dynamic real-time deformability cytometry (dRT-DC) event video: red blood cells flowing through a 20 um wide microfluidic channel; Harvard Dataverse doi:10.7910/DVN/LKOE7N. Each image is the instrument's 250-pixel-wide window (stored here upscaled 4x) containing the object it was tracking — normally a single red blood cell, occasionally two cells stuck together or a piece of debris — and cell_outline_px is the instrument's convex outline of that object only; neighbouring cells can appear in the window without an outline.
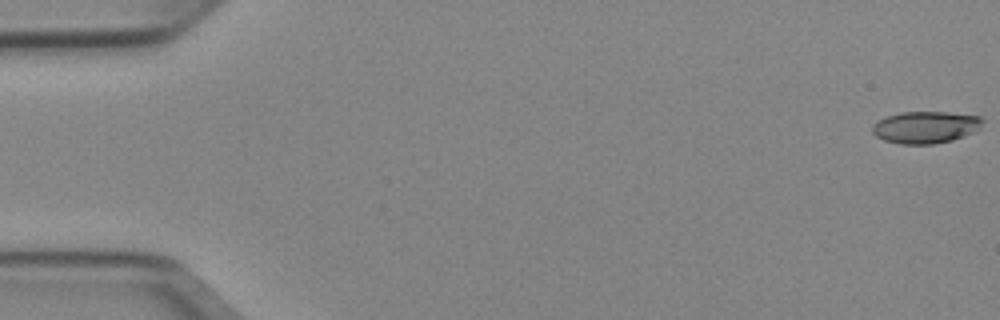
{"species": "Egyptian fruit bat (a non-hibernating species)", "species_latin": "Rousettus aegyptiacus", "temperature_condition": "cold", "stored_images_in_passage": 52, "camera_frame_rate_fps": 3000, "um_per_image_px": 0.085, "animal": {"sex": "female"}, "frame": {"image": 1, "passage_image": 1, "time_ms": 0.0, "image_size_px": [1000, 320], "cell_outline_px": [[984, 120], [972, 132], [964, 136], [952, 140], [932, 144], [900, 144], [884, 140], [876, 136], [872, 132], [872, 124], [888, 116], [900, 112], [948, 112], [980, 116]], "centroid_in_image_um": [78.64, 10.81], "position_along_channel_um": 6.4, "area_um2": 20.35}}
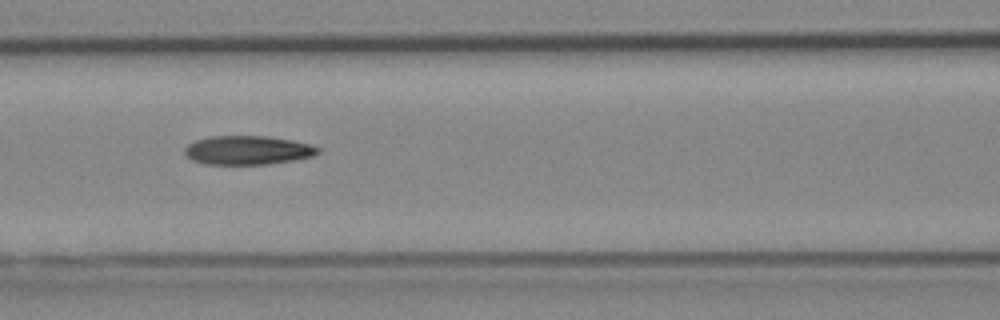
{"frame": {"image": 2, "passage_image": 23, "time_ms": 7.333, "image_size_px": [1000, 320], "cell_outline_px": [[320, 152], [312, 156], [292, 160], [268, 164], [204, 164], [192, 160], [184, 152], [184, 148], [188, 144], [196, 140], [212, 136], [268, 136], [292, 140], [312, 144], [320, 148]], "centroid_in_image_um": [21.06, 12.76], "position_along_channel_um": 145.5, "area_um2": 22.43}}
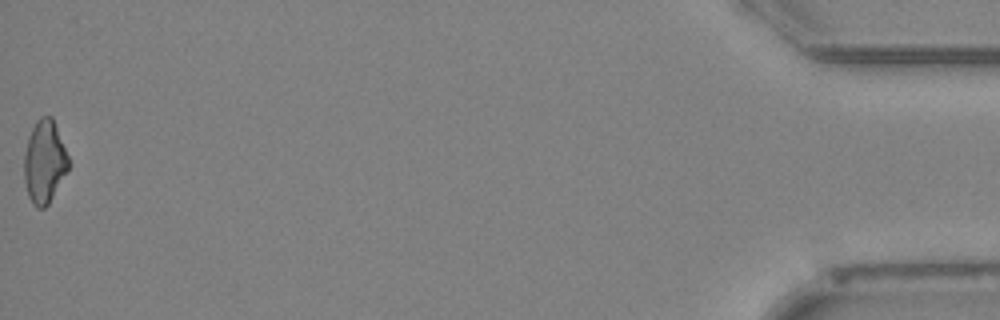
{"frame": {"image": 3, "passage_image": 52, "time_ms": 17.0, "image_size_px": [1000, 320], "cell_outline_px": [[68, 168], [48, 204], [44, 208], [36, 208], [32, 204], [28, 196], [24, 180], [24, 156], [28, 136], [36, 120], [40, 116], [52, 116], [68, 156]], "centroid_in_image_um": [3.75, 13.74], "position_along_channel_um": 431.5, "area_um2": 21.21}, "authors_computed_cell_mechanics": {"area_um2": 22.0218, "velocity_mm_per_s": 3.9608, "shape_relaxation_time_tau1_ms": 9.9739, "shape_relaxation_time_tau2_ms": 10.7266, "deformation_change_tau1": 0.2042, "deformation_change_tau2": 0.2451}}